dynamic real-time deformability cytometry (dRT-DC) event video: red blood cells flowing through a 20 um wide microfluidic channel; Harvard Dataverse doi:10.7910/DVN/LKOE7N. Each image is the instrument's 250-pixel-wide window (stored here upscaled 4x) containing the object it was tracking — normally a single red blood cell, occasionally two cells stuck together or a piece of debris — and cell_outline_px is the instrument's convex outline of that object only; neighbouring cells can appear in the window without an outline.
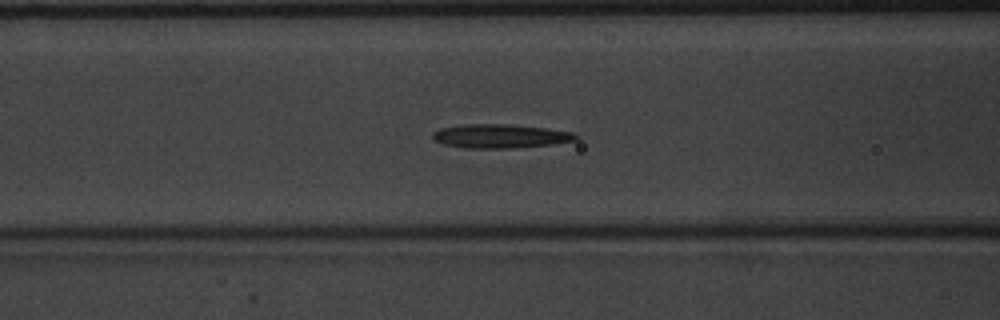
{"species": "common noctule bat (a hibernating species)", "species_latin": "Nyctalus noctula", "temperature_condition": "warm", "stored_images_in_passage": 22, "camera_frame_rate_fps": 3000, "um_per_image_px": 0.085, "animal": {"sex": "male", "body_mass_g": 20.1, "forearm_length_mm": 53.5}, "frame": {"image": 1, "passage_image": 22, "time_ms": 7.0, "image_size_px": [1000, 320], "cell_outline_px": [[580, 136], [576, 140], [552, 144], [512, 148], [464, 148], [444, 144], [436, 140], [432, 136], [432, 132], [440, 128], [464, 124], [504, 124], [548, 128], [576, 132]], "centroid_in_image_um": [42.56, 11.56], "position_along_channel_um": 124.0, "area_um2": 20.0}}